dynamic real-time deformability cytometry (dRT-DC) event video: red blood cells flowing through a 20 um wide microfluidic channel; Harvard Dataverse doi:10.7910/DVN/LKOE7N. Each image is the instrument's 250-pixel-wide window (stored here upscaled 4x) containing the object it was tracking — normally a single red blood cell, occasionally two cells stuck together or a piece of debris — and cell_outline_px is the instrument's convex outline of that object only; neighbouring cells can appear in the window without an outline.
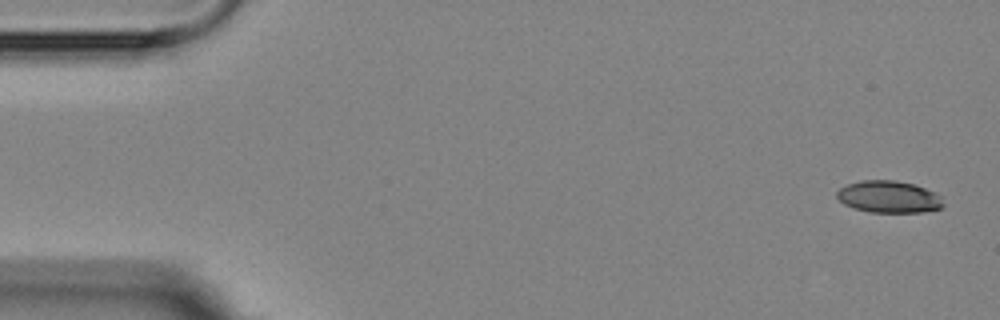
{"species": "Egyptian fruit bat (a non-hibernating species)", "species_latin": "Rousettus aegyptiacus", "temperature_condition": "room temperature", "stored_images_in_passage": 6, "segment_of_instrument_passage": [1, 2], "camera_frame_rate_fps": 3000, "um_per_image_px": 0.085, "animal": {"sex": "female"}, "frame": {"image": 1, "passage_image": 1, "time_ms": 0.0, "image_size_px": [1000, 320], "cell_outline_px": [[944, 204], [940, 208], [924, 212], [872, 212], [856, 208], [844, 204], [836, 196], [836, 192], [840, 188], [848, 184], [860, 180], [896, 180], [912, 184], [936, 192], [940, 196]], "centroid_in_image_um": [75.55, 16.72], "position_along_channel_um": 9.4, "area_um2": 19.71}}